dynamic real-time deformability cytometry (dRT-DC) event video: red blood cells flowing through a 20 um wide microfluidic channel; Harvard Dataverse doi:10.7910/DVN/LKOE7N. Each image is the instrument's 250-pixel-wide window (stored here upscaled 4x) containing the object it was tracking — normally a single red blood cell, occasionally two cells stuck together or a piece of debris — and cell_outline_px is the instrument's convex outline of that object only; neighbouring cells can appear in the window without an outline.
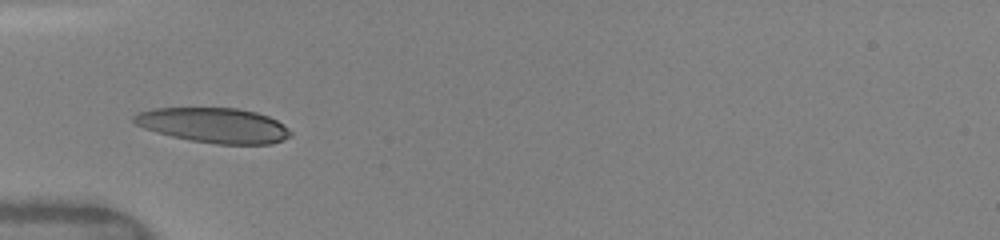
{"species": "human", "species_latin": "Homo sapiens", "temperature_condition": "warm", "stored_images_in_passage": 2, "camera_frame_rate_fps": 3000, "um_per_image_px": 0.085, "donor": {"sex": "female"}, "frame": {"image": 1, "passage_image": 1, "time_ms": 0.0, "image_size_px": [1000, 240], "cell_outline_px": [[292, 136], [284, 140], [272, 144], [216, 144], [192, 140], [172, 136], [156, 132], [144, 128], [136, 124], [132, 120], [132, 116], [136, 112], [152, 108], [236, 108], [256, 112], [268, 116], [284, 124], [292, 132]], "centroid_in_image_um": [18.19, 10.65], "position_along_channel_um": 66.8, "area_um2": 32.08}}